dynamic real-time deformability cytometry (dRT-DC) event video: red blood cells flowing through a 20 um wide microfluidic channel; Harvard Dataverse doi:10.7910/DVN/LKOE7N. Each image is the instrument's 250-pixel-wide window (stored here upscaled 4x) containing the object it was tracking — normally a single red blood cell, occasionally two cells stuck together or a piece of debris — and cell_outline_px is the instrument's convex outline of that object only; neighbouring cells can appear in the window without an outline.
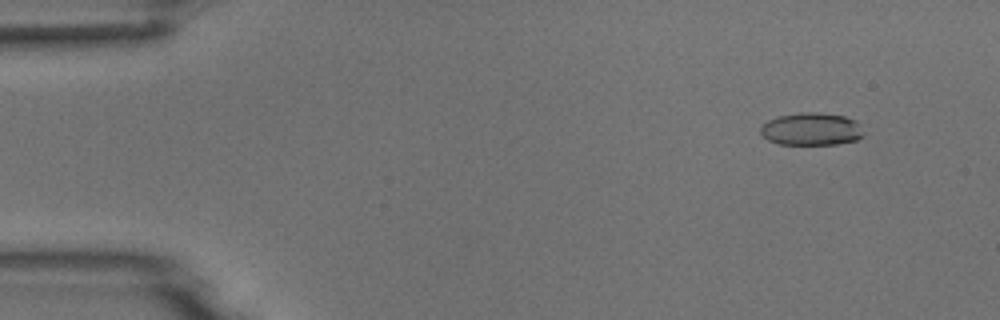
{"species": "common noctule bat (a hibernating species)", "species_latin": "Nyctalus noctula", "temperature_condition": "room temperature", "stored_images_in_passage": 5, "segment_of_instrument_passage": [1, 2], "camera_frame_rate_fps": 3000, "um_per_image_px": 0.085, "animal": {"sex": "male", "body_mass_g": 18.8}, "frame": {"image": 1, "passage_image": 2, "time_ms": 1.0, "image_size_px": [1000, 320], "cell_outline_px": [[864, 136], [856, 140], [836, 144], [780, 144], [768, 140], [760, 132], [760, 128], [768, 120], [780, 116], [800, 112], [816, 112], [844, 116], [856, 120], [860, 124], [864, 132]], "centroid_in_image_um": [69.01, 10.97], "position_along_channel_um": 16.0, "area_um2": 19.59}}
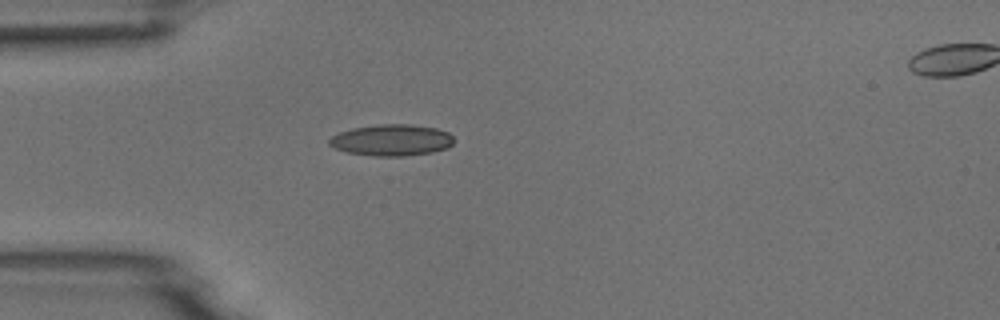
{"frame": {"image": 2, "passage_image": 4, "time_ms": 4.333, "image_size_px": [1000, 320], "cell_outline_px": [[452, 144], [448, 148], [432, 152], [404, 156], [372, 156], [348, 152], [336, 148], [328, 144], [328, 140], [332, 136], [340, 132], [352, 128], [380, 124], [408, 124], [436, 128], [448, 132], [452, 136]], "centroid_in_image_um": [33.28, 11.91], "position_along_channel_um": 51.7, "area_um2": 22.72}}